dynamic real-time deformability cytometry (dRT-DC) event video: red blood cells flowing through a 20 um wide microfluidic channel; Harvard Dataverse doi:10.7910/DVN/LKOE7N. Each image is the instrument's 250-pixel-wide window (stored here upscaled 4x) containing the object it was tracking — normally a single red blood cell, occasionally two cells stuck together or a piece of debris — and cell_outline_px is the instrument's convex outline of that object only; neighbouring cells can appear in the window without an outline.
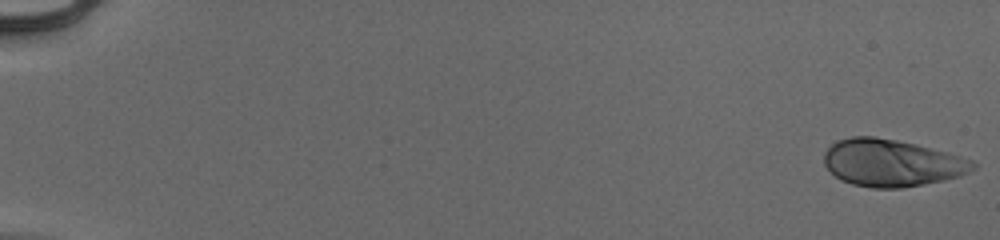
{"species": "human", "species_latin": "Homo sapiens", "temperature_condition": "cold", "stored_images_in_passage": 54, "camera_frame_rate_fps": 3000, "um_per_image_px": 0.085, "donor": {"sex": "male"}, "frame": {"image": 1, "passage_image": 1, "time_ms": 0.0, "image_size_px": [1000, 240], "cell_outline_px": [[976, 168], [960, 176], [944, 180], [924, 184], [900, 188], [872, 188], [852, 184], [840, 180], [824, 164], [824, 152], [836, 140], [852, 136], [872, 136], [896, 140], [916, 144], [948, 152], [972, 160], [976, 164]], "centroid_in_image_um": [75.79, 13.84], "position_along_channel_um": 9.2, "area_um2": 40.92}}
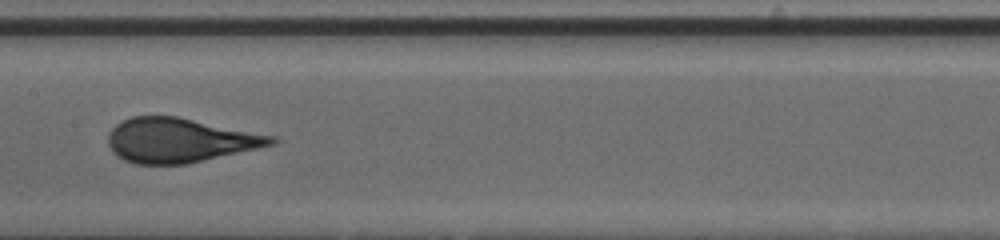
{"frame": {"image": 2, "passage_image": 30, "time_ms": 9.667, "image_size_px": [1000, 240], "cell_outline_px": [[280, 140], [276, 144], [184, 164], [136, 164], [124, 160], [116, 156], [112, 152], [108, 144], [108, 132], [120, 120], [132, 116], [180, 116], [280, 136]], "centroid_in_image_um": [15.31, 11.9], "position_along_channel_um": 192.1, "area_um2": 42.83}}
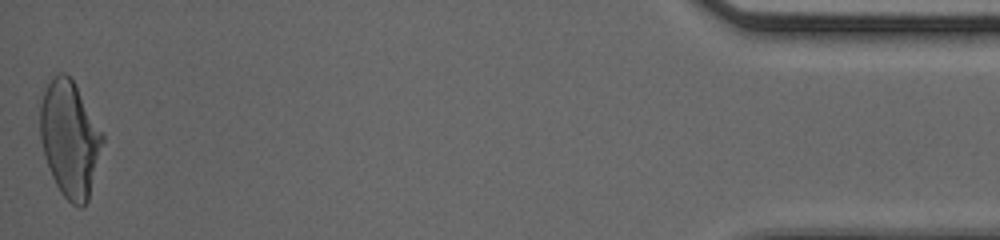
{"frame": {"image": 3, "passage_image": 54, "time_ms": 17.667, "image_size_px": [1000, 240], "cell_outline_px": [[104, 140], [88, 200], [84, 208], [80, 208], [72, 204], [60, 192], [52, 176], [44, 156], [40, 140], [36, 100], [52, 76], [60, 72], [64, 72], [72, 80], [104, 132]], "centroid_in_image_um": [5.88, 11.75], "position_along_channel_um": 429.3, "area_um2": 43.18}, "authors_computed_cell_mechanics": {"area_um2": 41.2403, "velocity_mm_per_s": 3.9537, "shape_relaxation_time_tau1_ms": 3.9508, "shape_relaxation_time_tau2_ms": null, "deformation_change_tau1": 0.1791, "deformation_change_tau2": null}}